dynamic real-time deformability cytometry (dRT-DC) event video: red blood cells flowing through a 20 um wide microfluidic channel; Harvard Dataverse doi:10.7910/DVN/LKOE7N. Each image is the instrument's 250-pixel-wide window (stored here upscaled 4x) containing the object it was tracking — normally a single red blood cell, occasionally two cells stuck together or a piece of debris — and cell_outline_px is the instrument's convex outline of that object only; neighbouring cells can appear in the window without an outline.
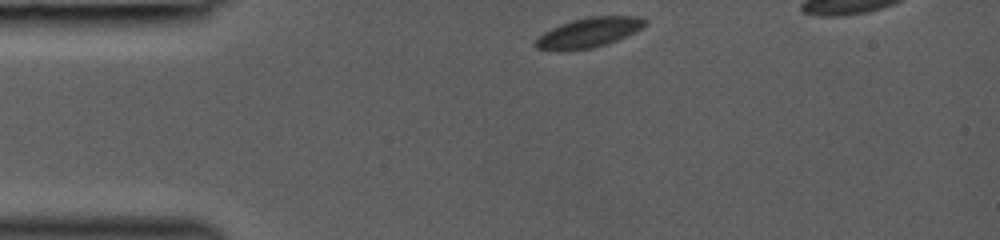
{"species": "common noctule bat (a hibernating species)", "species_latin": "Nyctalus noctula", "temperature_condition": "room temperature", "stored_images_in_passage": 19, "camera_frame_rate_fps": 3000, "um_per_image_px": 0.085, "animal": {"sex": "female", "body_mass_g": 19.0, "forearm_length_mm": 53.3}, "frame": {"image": 1, "passage_image": 1, "time_ms": 0.0, "image_size_px": [1000, 240], "cell_outline_px": [[648, 24], [636, 32], [616, 40], [592, 48], [560, 52], [536, 48], [532, 44], [544, 32], [560, 24], [572, 20], [588, 16], [644, 16], [648, 20]], "centroid_in_image_um": [50.06, 2.77], "position_along_channel_um": 34.9, "area_um2": 19.31}}
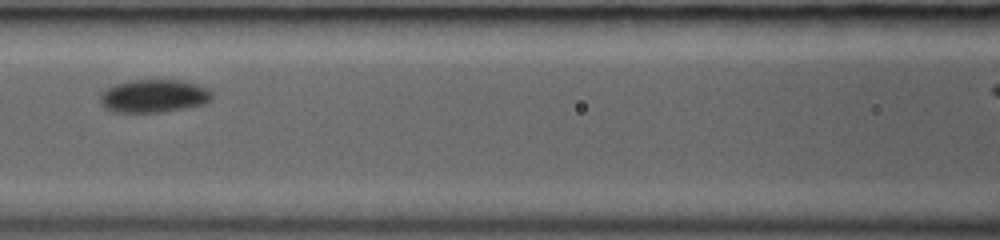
{"frame": {"image": 2, "passage_image": 12, "time_ms": 3.667, "image_size_px": [1000, 240], "cell_outline_px": [[212, 100], [204, 104], [184, 108], [160, 112], [112, 112], [104, 108], [100, 104], [100, 96], [108, 88], [116, 84], [136, 80], [180, 80], [196, 84], [212, 92]], "centroid_in_image_um": [13.07, 8.17], "position_along_channel_um": 153.5, "area_um2": 21.33}}
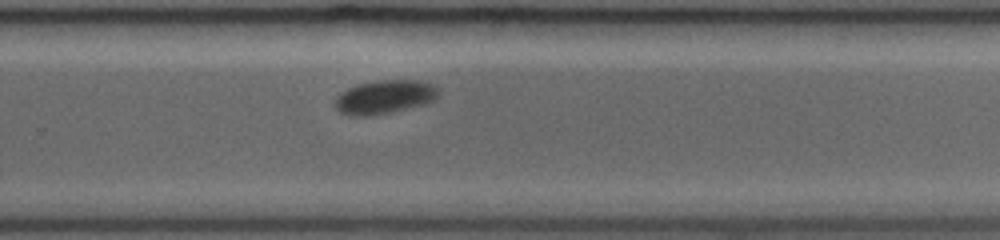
{"frame": {"image": 3, "passage_image": 19, "time_ms": 6.0, "image_size_px": [1000, 240], "cell_outline_px": [[440, 96], [436, 100], [428, 104], [392, 112], [372, 116], [348, 116], [340, 112], [332, 104], [336, 96], [340, 92], [348, 88], [360, 84], [380, 80], [428, 80], [436, 84], [440, 88]], "centroid_in_image_um": [32.77, 8.24], "position_along_channel_um": 297.0, "area_um2": 21.15}}